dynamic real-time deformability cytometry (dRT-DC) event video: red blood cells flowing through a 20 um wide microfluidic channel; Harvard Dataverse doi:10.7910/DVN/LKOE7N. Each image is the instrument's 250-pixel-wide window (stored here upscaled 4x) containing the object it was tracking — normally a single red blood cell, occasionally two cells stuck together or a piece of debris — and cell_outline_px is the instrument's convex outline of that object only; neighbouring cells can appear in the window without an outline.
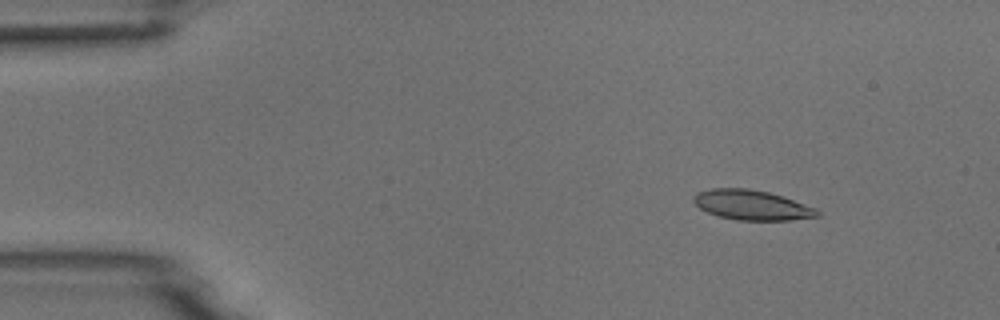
{"species": "common noctule bat (a hibernating species)", "species_latin": "Nyctalus noctula", "temperature_condition": "room temperature", "stored_images_in_passage": 5, "camera_frame_rate_fps": 3000, "um_per_image_px": 0.085, "animal": {"sex": "male", "body_mass_g": 18.8}, "frame": {"image": 1, "passage_image": 1, "time_ms": 0.0, "image_size_px": [1000, 320], "cell_outline_px": [[820, 216], [788, 220], [736, 220], [720, 216], [708, 212], [700, 208], [692, 200], [692, 196], [696, 192], [712, 188], [748, 188], [768, 192], [816, 208], [820, 212]], "centroid_in_image_um": [63.87, 17.42], "position_along_channel_um": 21.1, "area_um2": 21.39}}
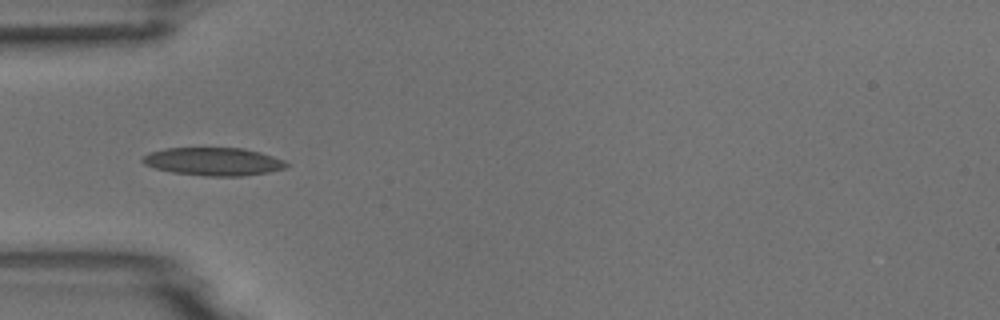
{"frame": {"image": 2, "passage_image": 4, "time_ms": 3.333, "image_size_px": [1000, 320], "cell_outline_px": [[288, 168], [268, 172], [244, 176], [204, 176], [172, 172], [156, 168], [144, 164], [140, 160], [148, 152], [164, 148], [244, 148], [260, 152], [284, 160], [288, 164]], "centroid_in_image_um": [18.14, 13.73], "position_along_channel_um": 66.9, "area_um2": 23.58}}